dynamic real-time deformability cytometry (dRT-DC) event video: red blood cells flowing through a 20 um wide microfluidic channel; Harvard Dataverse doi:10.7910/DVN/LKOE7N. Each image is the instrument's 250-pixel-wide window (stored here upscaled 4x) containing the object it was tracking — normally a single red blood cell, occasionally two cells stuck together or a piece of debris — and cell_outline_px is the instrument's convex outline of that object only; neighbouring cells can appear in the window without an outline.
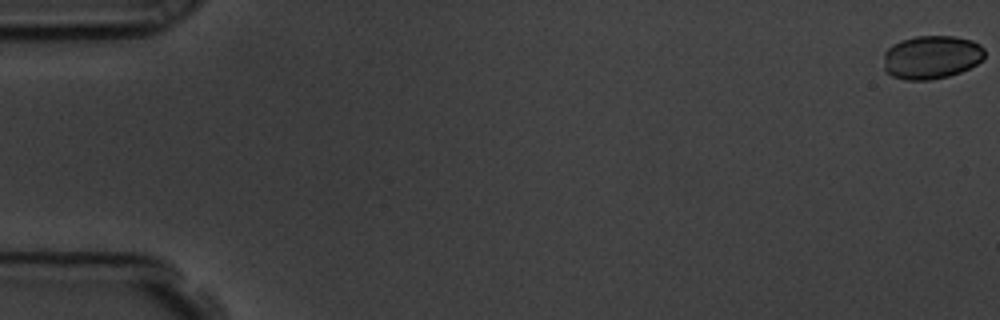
{"species": "common noctule bat (a hibernating species)", "species_latin": "Nyctalus noctula", "temperature_condition": "room temperature", "stored_images_in_passage": 58, "camera_frame_rate_fps": 3000, "um_per_image_px": 0.085, "animal": {"sex": "male", "body_mass_g": 19.5, "forearm_length_mm": 54.6}, "frame": {"image": 1, "passage_image": 1, "time_ms": 0.0, "image_size_px": [1000, 320], "cell_outline_px": [[984, 60], [960, 72], [948, 76], [928, 80], [904, 80], [892, 76], [884, 72], [884, 52], [892, 44], [900, 40], [916, 36], [956, 36], [972, 40], [980, 44], [984, 48]], "centroid_in_image_um": [79.16, 4.86], "position_along_channel_um": 5.8, "area_um2": 25.89}}
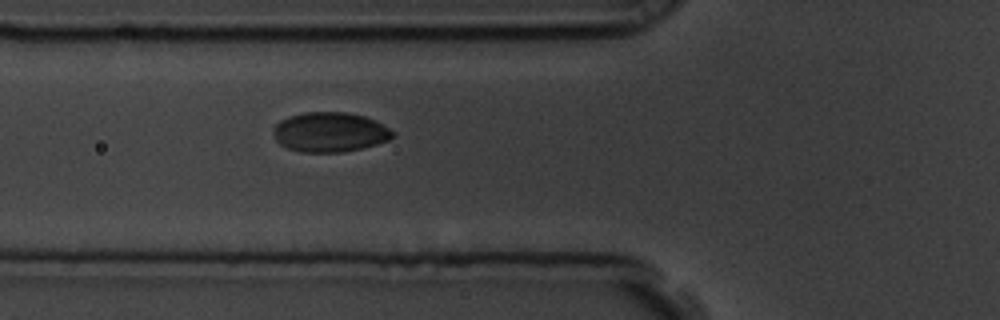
{"frame": {"image": 2, "passage_image": 22, "time_ms": 7.0, "image_size_px": [1000, 320], "cell_outline_px": [[396, 132], [388, 140], [376, 144], [344, 152], [300, 152], [288, 148], [280, 144], [276, 140], [272, 132], [272, 128], [280, 120], [304, 112], [348, 112], [364, 116], [376, 120]], "centroid_in_image_um": [28.03, 11.22], "position_along_channel_um": 97.8, "area_um2": 27.69}}
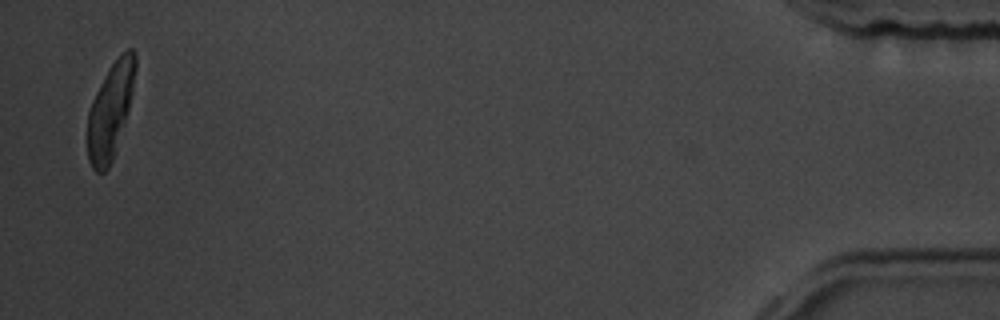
{"frame": {"image": 3, "passage_image": 57, "time_ms": 18.667, "image_size_px": [1000, 320], "cell_outline_px": [[136, 68], [132, 92], [128, 108], [112, 160], [108, 168], [104, 172], [96, 172], [92, 168], [88, 160], [88, 112], [92, 100], [108, 68], [128, 48], [132, 48], [136, 56]], "centroid_in_image_um": [9.37, 9.4], "position_along_channel_um": 425.8, "area_um2": 25.89}, "authors_computed_cell_mechanics": {"area_um2": 26.7036, "velocity_mm_per_s": 3.5754, "shape_relaxation_time_tau1_ms": 3.0948, "shape_relaxation_time_tau2_ms": null, "deformation_change_tau1": 0.0837, "deformation_change_tau2": null}}